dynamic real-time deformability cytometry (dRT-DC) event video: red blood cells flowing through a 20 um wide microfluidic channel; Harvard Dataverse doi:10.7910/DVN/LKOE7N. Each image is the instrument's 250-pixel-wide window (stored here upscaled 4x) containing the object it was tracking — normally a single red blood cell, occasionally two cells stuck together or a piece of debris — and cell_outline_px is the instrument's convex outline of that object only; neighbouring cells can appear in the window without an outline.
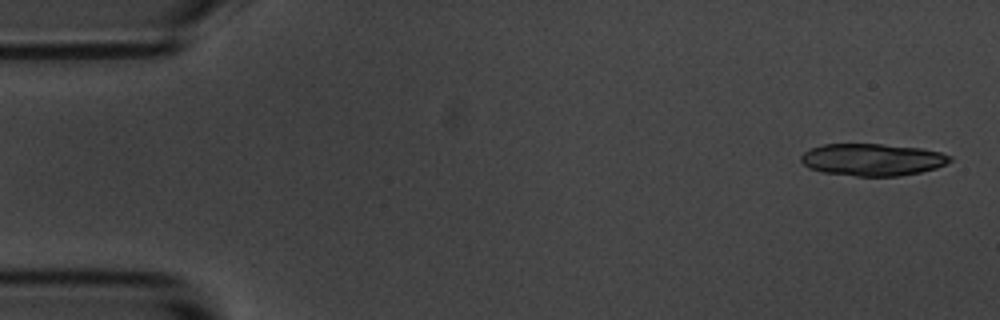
{"species": "common noctule bat (a hibernating species)", "species_latin": "Nyctalus noctula", "temperature_condition": "room temperature", "stored_images_in_passage": 5, "segment_of_instrument_passage": [2, 2], "camera_frame_rate_fps": 3000, "um_per_image_px": 0.085, "animal": {"sex": "male", "body_mass_g": 20.1, "forearm_length_mm": 53.5}, "frame": {"image": 1, "passage_image": 5, "time_ms": 5.667, "image_size_px": [1000, 320], "cell_outline_px": [[952, 160], [936, 168], [920, 172], [896, 176], [856, 176], [824, 172], [808, 168], [800, 160], [800, 156], [804, 152], [812, 148], [824, 144], [884, 144], [924, 148], [940, 152], [952, 156]], "centroid_in_image_um": [74.16, 13.56], "position_along_channel_um": 10.8, "area_um2": 27.92}}